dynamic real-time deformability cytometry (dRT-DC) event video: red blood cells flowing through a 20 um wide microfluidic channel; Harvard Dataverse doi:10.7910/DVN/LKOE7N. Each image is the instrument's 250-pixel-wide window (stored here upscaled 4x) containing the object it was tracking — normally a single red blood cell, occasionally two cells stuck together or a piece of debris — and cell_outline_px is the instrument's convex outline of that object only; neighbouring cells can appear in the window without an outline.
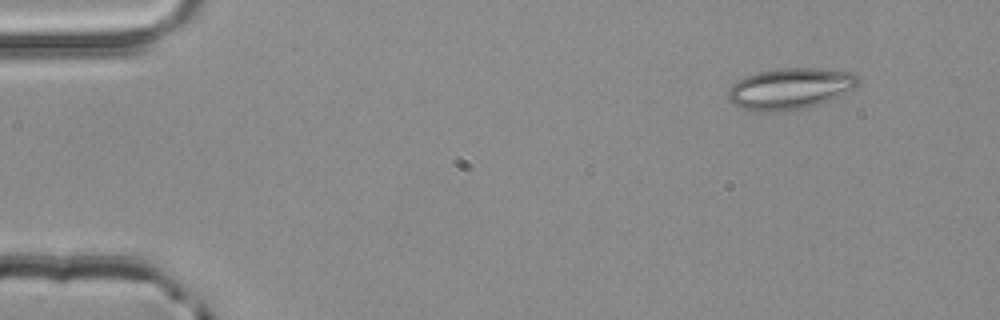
{"species": "common noctule bat (a hibernating species)", "species_latin": "Nyctalus noctula", "temperature_condition": "room temperature", "stored_images_in_passage": 3, "camera_frame_rate_fps": 3000, "um_per_image_px": 0.085, "animal": {"sex": "male", "body_mass_g": 20.4}, "frame": {"image": 1, "passage_image": 1, "time_ms": 0.0, "image_size_px": [1000, 320], "cell_outline_px": [[860, 84], [856, 88], [828, 100], [816, 104], [800, 108], [780, 112], [756, 112], [740, 108], [732, 104], [728, 100], [728, 88], [736, 80], [760, 72], [780, 68], [816, 68], [852, 72], [860, 80]], "centroid_in_image_um": [67.13, 7.54], "position_along_channel_um": 17.9, "area_um2": 31.27}}